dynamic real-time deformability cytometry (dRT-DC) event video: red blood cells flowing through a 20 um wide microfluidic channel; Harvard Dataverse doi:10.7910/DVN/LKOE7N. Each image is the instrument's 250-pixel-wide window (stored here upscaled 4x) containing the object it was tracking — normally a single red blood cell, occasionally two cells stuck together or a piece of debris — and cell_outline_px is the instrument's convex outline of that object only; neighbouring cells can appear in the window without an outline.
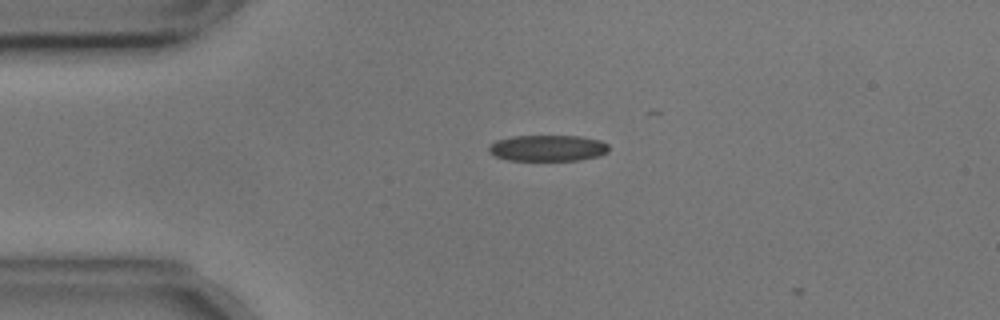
{"species": "common noctule bat (a hibernating species)", "species_latin": "Nyctalus noctula", "temperature_condition": "cold", "stored_images_in_passage": 2, "camera_frame_rate_fps": 3000, "um_per_image_px": 0.085, "animal": {"sex": "male", "body_mass_g": 17.9, "forearm_length_mm": 54.2}, "frame": {"image": 1, "passage_image": 1, "time_ms": 0.0, "image_size_px": [1000, 320], "cell_outline_px": [[608, 152], [600, 156], [580, 160], [508, 160], [496, 156], [488, 152], [488, 148], [496, 140], [512, 136], [580, 136], [600, 140], [608, 144]], "centroid_in_image_um": [46.58, 12.59], "position_along_channel_um": 38.4, "area_um2": 18.32}}